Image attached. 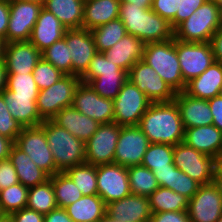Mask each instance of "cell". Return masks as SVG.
Returning <instances> with one entry per match:
<instances>
[{"label":"cell","mask_w":222,"mask_h":222,"mask_svg":"<svg viewBox=\"0 0 222 222\" xmlns=\"http://www.w3.org/2000/svg\"><path fill=\"white\" fill-rule=\"evenodd\" d=\"M150 143L183 142L185 128L176 102H152L138 125Z\"/></svg>","instance_id":"obj_1"},{"label":"cell","mask_w":222,"mask_h":222,"mask_svg":"<svg viewBox=\"0 0 222 222\" xmlns=\"http://www.w3.org/2000/svg\"><path fill=\"white\" fill-rule=\"evenodd\" d=\"M119 19L123 22L127 34L139 38L145 44L174 38L171 24L151 8L120 2Z\"/></svg>","instance_id":"obj_2"},{"label":"cell","mask_w":222,"mask_h":222,"mask_svg":"<svg viewBox=\"0 0 222 222\" xmlns=\"http://www.w3.org/2000/svg\"><path fill=\"white\" fill-rule=\"evenodd\" d=\"M40 126L45 130L47 143L52 152L58 172L85 163V142L69 133L52 120H44Z\"/></svg>","instance_id":"obj_3"},{"label":"cell","mask_w":222,"mask_h":222,"mask_svg":"<svg viewBox=\"0 0 222 222\" xmlns=\"http://www.w3.org/2000/svg\"><path fill=\"white\" fill-rule=\"evenodd\" d=\"M142 60L151 66L175 93L185 90L187 83L181 74L176 39L146 44Z\"/></svg>","instance_id":"obj_4"},{"label":"cell","mask_w":222,"mask_h":222,"mask_svg":"<svg viewBox=\"0 0 222 222\" xmlns=\"http://www.w3.org/2000/svg\"><path fill=\"white\" fill-rule=\"evenodd\" d=\"M221 26L220 5L216 0H207L174 29V39L184 42H210Z\"/></svg>","instance_id":"obj_5"},{"label":"cell","mask_w":222,"mask_h":222,"mask_svg":"<svg viewBox=\"0 0 222 222\" xmlns=\"http://www.w3.org/2000/svg\"><path fill=\"white\" fill-rule=\"evenodd\" d=\"M80 82L79 76L64 75L49 88L40 90L36 100L40 117L51 120L63 108L72 106L74 93Z\"/></svg>","instance_id":"obj_6"},{"label":"cell","mask_w":222,"mask_h":222,"mask_svg":"<svg viewBox=\"0 0 222 222\" xmlns=\"http://www.w3.org/2000/svg\"><path fill=\"white\" fill-rule=\"evenodd\" d=\"M152 101L128 79L113 99L114 122L119 126H137Z\"/></svg>","instance_id":"obj_7"},{"label":"cell","mask_w":222,"mask_h":222,"mask_svg":"<svg viewBox=\"0 0 222 222\" xmlns=\"http://www.w3.org/2000/svg\"><path fill=\"white\" fill-rule=\"evenodd\" d=\"M173 161L176 168L200 185L213 183L216 159L181 142L174 145Z\"/></svg>","instance_id":"obj_8"},{"label":"cell","mask_w":222,"mask_h":222,"mask_svg":"<svg viewBox=\"0 0 222 222\" xmlns=\"http://www.w3.org/2000/svg\"><path fill=\"white\" fill-rule=\"evenodd\" d=\"M176 52L186 83L202 74L215 61L210 42H184L176 39Z\"/></svg>","instance_id":"obj_9"},{"label":"cell","mask_w":222,"mask_h":222,"mask_svg":"<svg viewBox=\"0 0 222 222\" xmlns=\"http://www.w3.org/2000/svg\"><path fill=\"white\" fill-rule=\"evenodd\" d=\"M15 144L29 155L30 159L49 176L57 173L45 130L40 125L24 127L17 136Z\"/></svg>","instance_id":"obj_10"},{"label":"cell","mask_w":222,"mask_h":222,"mask_svg":"<svg viewBox=\"0 0 222 222\" xmlns=\"http://www.w3.org/2000/svg\"><path fill=\"white\" fill-rule=\"evenodd\" d=\"M121 126L116 122L100 124L85 142V163L94 166L113 164Z\"/></svg>","instance_id":"obj_11"},{"label":"cell","mask_w":222,"mask_h":222,"mask_svg":"<svg viewBox=\"0 0 222 222\" xmlns=\"http://www.w3.org/2000/svg\"><path fill=\"white\" fill-rule=\"evenodd\" d=\"M128 80L152 102H170L176 93L145 61H137L128 71Z\"/></svg>","instance_id":"obj_12"},{"label":"cell","mask_w":222,"mask_h":222,"mask_svg":"<svg viewBox=\"0 0 222 222\" xmlns=\"http://www.w3.org/2000/svg\"><path fill=\"white\" fill-rule=\"evenodd\" d=\"M150 142L137 126H121L116 144L114 164L126 168L142 164V159Z\"/></svg>","instance_id":"obj_13"},{"label":"cell","mask_w":222,"mask_h":222,"mask_svg":"<svg viewBox=\"0 0 222 222\" xmlns=\"http://www.w3.org/2000/svg\"><path fill=\"white\" fill-rule=\"evenodd\" d=\"M42 8V5L36 3L9 0L10 15L6 42L29 41Z\"/></svg>","instance_id":"obj_14"},{"label":"cell","mask_w":222,"mask_h":222,"mask_svg":"<svg viewBox=\"0 0 222 222\" xmlns=\"http://www.w3.org/2000/svg\"><path fill=\"white\" fill-rule=\"evenodd\" d=\"M97 191L106 205L130 195L128 168L114 163L98 165Z\"/></svg>","instance_id":"obj_15"},{"label":"cell","mask_w":222,"mask_h":222,"mask_svg":"<svg viewBox=\"0 0 222 222\" xmlns=\"http://www.w3.org/2000/svg\"><path fill=\"white\" fill-rule=\"evenodd\" d=\"M72 106L99 124L114 122L113 100L101 97L87 83L80 82L77 86Z\"/></svg>","instance_id":"obj_16"},{"label":"cell","mask_w":222,"mask_h":222,"mask_svg":"<svg viewBox=\"0 0 222 222\" xmlns=\"http://www.w3.org/2000/svg\"><path fill=\"white\" fill-rule=\"evenodd\" d=\"M188 217L191 222H216L222 216V196L213 184L200 185L189 200Z\"/></svg>","instance_id":"obj_17"},{"label":"cell","mask_w":222,"mask_h":222,"mask_svg":"<svg viewBox=\"0 0 222 222\" xmlns=\"http://www.w3.org/2000/svg\"><path fill=\"white\" fill-rule=\"evenodd\" d=\"M64 38L71 54L72 75L81 77L97 53L94 38L85 28L67 29Z\"/></svg>","instance_id":"obj_18"},{"label":"cell","mask_w":222,"mask_h":222,"mask_svg":"<svg viewBox=\"0 0 222 222\" xmlns=\"http://www.w3.org/2000/svg\"><path fill=\"white\" fill-rule=\"evenodd\" d=\"M106 213L119 222H150L149 198L130 194L106 205Z\"/></svg>","instance_id":"obj_19"},{"label":"cell","mask_w":222,"mask_h":222,"mask_svg":"<svg viewBox=\"0 0 222 222\" xmlns=\"http://www.w3.org/2000/svg\"><path fill=\"white\" fill-rule=\"evenodd\" d=\"M41 52L29 41L9 42L6 44L4 63L7 73H33Z\"/></svg>","instance_id":"obj_20"},{"label":"cell","mask_w":222,"mask_h":222,"mask_svg":"<svg viewBox=\"0 0 222 222\" xmlns=\"http://www.w3.org/2000/svg\"><path fill=\"white\" fill-rule=\"evenodd\" d=\"M183 126L185 129L207 126L213 123V116L208 100L189 96L184 91L175 95Z\"/></svg>","instance_id":"obj_21"},{"label":"cell","mask_w":222,"mask_h":222,"mask_svg":"<svg viewBox=\"0 0 222 222\" xmlns=\"http://www.w3.org/2000/svg\"><path fill=\"white\" fill-rule=\"evenodd\" d=\"M183 142L216 160L222 155V131L213 124L185 129Z\"/></svg>","instance_id":"obj_22"},{"label":"cell","mask_w":222,"mask_h":222,"mask_svg":"<svg viewBox=\"0 0 222 222\" xmlns=\"http://www.w3.org/2000/svg\"><path fill=\"white\" fill-rule=\"evenodd\" d=\"M66 30L67 28L53 13L42 8L32 29L29 42L42 52L56 41L62 39Z\"/></svg>","instance_id":"obj_23"},{"label":"cell","mask_w":222,"mask_h":222,"mask_svg":"<svg viewBox=\"0 0 222 222\" xmlns=\"http://www.w3.org/2000/svg\"><path fill=\"white\" fill-rule=\"evenodd\" d=\"M0 94L4 97L13 119L17 120L23 128L39 126L44 121L38 113L37 96L16 95L15 92L7 89Z\"/></svg>","instance_id":"obj_24"},{"label":"cell","mask_w":222,"mask_h":222,"mask_svg":"<svg viewBox=\"0 0 222 222\" xmlns=\"http://www.w3.org/2000/svg\"><path fill=\"white\" fill-rule=\"evenodd\" d=\"M51 120L84 142L88 141L100 126L97 121L83 115L73 106L63 108Z\"/></svg>","instance_id":"obj_25"},{"label":"cell","mask_w":222,"mask_h":222,"mask_svg":"<svg viewBox=\"0 0 222 222\" xmlns=\"http://www.w3.org/2000/svg\"><path fill=\"white\" fill-rule=\"evenodd\" d=\"M222 86V63L214 61L202 74L186 84L184 92L197 99H211L219 95Z\"/></svg>","instance_id":"obj_26"},{"label":"cell","mask_w":222,"mask_h":222,"mask_svg":"<svg viewBox=\"0 0 222 222\" xmlns=\"http://www.w3.org/2000/svg\"><path fill=\"white\" fill-rule=\"evenodd\" d=\"M145 46L146 44L139 38L126 34L112 48L103 53L128 73L137 61L143 59Z\"/></svg>","instance_id":"obj_27"},{"label":"cell","mask_w":222,"mask_h":222,"mask_svg":"<svg viewBox=\"0 0 222 222\" xmlns=\"http://www.w3.org/2000/svg\"><path fill=\"white\" fill-rule=\"evenodd\" d=\"M120 0H85L82 28L92 30L119 18Z\"/></svg>","instance_id":"obj_28"},{"label":"cell","mask_w":222,"mask_h":222,"mask_svg":"<svg viewBox=\"0 0 222 222\" xmlns=\"http://www.w3.org/2000/svg\"><path fill=\"white\" fill-rule=\"evenodd\" d=\"M9 160L12 162L16 170L19 182L25 187L31 188L43 184L50 177L16 144H14L11 149Z\"/></svg>","instance_id":"obj_29"},{"label":"cell","mask_w":222,"mask_h":222,"mask_svg":"<svg viewBox=\"0 0 222 222\" xmlns=\"http://www.w3.org/2000/svg\"><path fill=\"white\" fill-rule=\"evenodd\" d=\"M85 0H46L43 8L53 13L67 28H82Z\"/></svg>","instance_id":"obj_30"},{"label":"cell","mask_w":222,"mask_h":222,"mask_svg":"<svg viewBox=\"0 0 222 222\" xmlns=\"http://www.w3.org/2000/svg\"><path fill=\"white\" fill-rule=\"evenodd\" d=\"M65 210L73 222H98L106 214V204L98 194L82 196Z\"/></svg>","instance_id":"obj_31"},{"label":"cell","mask_w":222,"mask_h":222,"mask_svg":"<svg viewBox=\"0 0 222 222\" xmlns=\"http://www.w3.org/2000/svg\"><path fill=\"white\" fill-rule=\"evenodd\" d=\"M152 213L187 211L189 199L173 190L159 186L149 197Z\"/></svg>","instance_id":"obj_32"},{"label":"cell","mask_w":222,"mask_h":222,"mask_svg":"<svg viewBox=\"0 0 222 222\" xmlns=\"http://www.w3.org/2000/svg\"><path fill=\"white\" fill-rule=\"evenodd\" d=\"M127 76L126 71L99 72V76L92 79L88 84L101 97L113 100L127 81Z\"/></svg>","instance_id":"obj_33"},{"label":"cell","mask_w":222,"mask_h":222,"mask_svg":"<svg viewBox=\"0 0 222 222\" xmlns=\"http://www.w3.org/2000/svg\"><path fill=\"white\" fill-rule=\"evenodd\" d=\"M52 181L29 188L26 208L41 214H48L57 208Z\"/></svg>","instance_id":"obj_34"},{"label":"cell","mask_w":222,"mask_h":222,"mask_svg":"<svg viewBox=\"0 0 222 222\" xmlns=\"http://www.w3.org/2000/svg\"><path fill=\"white\" fill-rule=\"evenodd\" d=\"M97 52H105L112 48L126 34L123 22L118 18L90 30Z\"/></svg>","instance_id":"obj_35"},{"label":"cell","mask_w":222,"mask_h":222,"mask_svg":"<svg viewBox=\"0 0 222 222\" xmlns=\"http://www.w3.org/2000/svg\"><path fill=\"white\" fill-rule=\"evenodd\" d=\"M131 194L149 197L159 188L153 172L142 165L128 167Z\"/></svg>","instance_id":"obj_36"},{"label":"cell","mask_w":222,"mask_h":222,"mask_svg":"<svg viewBox=\"0 0 222 222\" xmlns=\"http://www.w3.org/2000/svg\"><path fill=\"white\" fill-rule=\"evenodd\" d=\"M49 179L52 181L58 207L65 208L83 196L82 192L65 172H58L50 176Z\"/></svg>","instance_id":"obj_37"},{"label":"cell","mask_w":222,"mask_h":222,"mask_svg":"<svg viewBox=\"0 0 222 222\" xmlns=\"http://www.w3.org/2000/svg\"><path fill=\"white\" fill-rule=\"evenodd\" d=\"M65 173L75 183L83 196L97 195V166L83 163L76 165Z\"/></svg>","instance_id":"obj_38"},{"label":"cell","mask_w":222,"mask_h":222,"mask_svg":"<svg viewBox=\"0 0 222 222\" xmlns=\"http://www.w3.org/2000/svg\"><path fill=\"white\" fill-rule=\"evenodd\" d=\"M174 146L163 143H150L142 159V166L153 169L169 168L173 164Z\"/></svg>","instance_id":"obj_39"},{"label":"cell","mask_w":222,"mask_h":222,"mask_svg":"<svg viewBox=\"0 0 222 222\" xmlns=\"http://www.w3.org/2000/svg\"><path fill=\"white\" fill-rule=\"evenodd\" d=\"M28 187L20 182L0 190V210L2 214L11 215L14 212L26 208Z\"/></svg>","instance_id":"obj_40"},{"label":"cell","mask_w":222,"mask_h":222,"mask_svg":"<svg viewBox=\"0 0 222 222\" xmlns=\"http://www.w3.org/2000/svg\"><path fill=\"white\" fill-rule=\"evenodd\" d=\"M41 56L63 74L72 75L71 54L64 37L42 51Z\"/></svg>","instance_id":"obj_41"},{"label":"cell","mask_w":222,"mask_h":222,"mask_svg":"<svg viewBox=\"0 0 222 222\" xmlns=\"http://www.w3.org/2000/svg\"><path fill=\"white\" fill-rule=\"evenodd\" d=\"M6 89L23 96H38L39 93L33 73H7Z\"/></svg>","instance_id":"obj_42"},{"label":"cell","mask_w":222,"mask_h":222,"mask_svg":"<svg viewBox=\"0 0 222 222\" xmlns=\"http://www.w3.org/2000/svg\"><path fill=\"white\" fill-rule=\"evenodd\" d=\"M200 184L178 168L170 169L169 189L179 193L189 200L197 192Z\"/></svg>","instance_id":"obj_43"},{"label":"cell","mask_w":222,"mask_h":222,"mask_svg":"<svg viewBox=\"0 0 222 222\" xmlns=\"http://www.w3.org/2000/svg\"><path fill=\"white\" fill-rule=\"evenodd\" d=\"M64 75L65 74L43 58L38 61L33 70L34 81L39 91L49 88Z\"/></svg>","instance_id":"obj_44"},{"label":"cell","mask_w":222,"mask_h":222,"mask_svg":"<svg viewBox=\"0 0 222 222\" xmlns=\"http://www.w3.org/2000/svg\"><path fill=\"white\" fill-rule=\"evenodd\" d=\"M125 71L113 63L103 52H97L90 61L86 72L80 77L81 82L89 83L92 79L99 76V72Z\"/></svg>","instance_id":"obj_45"},{"label":"cell","mask_w":222,"mask_h":222,"mask_svg":"<svg viewBox=\"0 0 222 222\" xmlns=\"http://www.w3.org/2000/svg\"><path fill=\"white\" fill-rule=\"evenodd\" d=\"M21 124L13 119L4 97L0 94V135L16 142L17 136L22 131Z\"/></svg>","instance_id":"obj_46"},{"label":"cell","mask_w":222,"mask_h":222,"mask_svg":"<svg viewBox=\"0 0 222 222\" xmlns=\"http://www.w3.org/2000/svg\"><path fill=\"white\" fill-rule=\"evenodd\" d=\"M181 0H152V10L167 20L174 29V17L176 16Z\"/></svg>","instance_id":"obj_47"},{"label":"cell","mask_w":222,"mask_h":222,"mask_svg":"<svg viewBox=\"0 0 222 222\" xmlns=\"http://www.w3.org/2000/svg\"><path fill=\"white\" fill-rule=\"evenodd\" d=\"M207 0H181L176 16L174 17V29L188 19Z\"/></svg>","instance_id":"obj_48"},{"label":"cell","mask_w":222,"mask_h":222,"mask_svg":"<svg viewBox=\"0 0 222 222\" xmlns=\"http://www.w3.org/2000/svg\"><path fill=\"white\" fill-rule=\"evenodd\" d=\"M17 183H19V179L12 162L9 159L0 161L1 190Z\"/></svg>","instance_id":"obj_49"},{"label":"cell","mask_w":222,"mask_h":222,"mask_svg":"<svg viewBox=\"0 0 222 222\" xmlns=\"http://www.w3.org/2000/svg\"><path fill=\"white\" fill-rule=\"evenodd\" d=\"M150 222H191L187 211L152 213Z\"/></svg>","instance_id":"obj_50"},{"label":"cell","mask_w":222,"mask_h":222,"mask_svg":"<svg viewBox=\"0 0 222 222\" xmlns=\"http://www.w3.org/2000/svg\"><path fill=\"white\" fill-rule=\"evenodd\" d=\"M14 222H44V214L37 211L22 208L21 210L11 214Z\"/></svg>","instance_id":"obj_51"},{"label":"cell","mask_w":222,"mask_h":222,"mask_svg":"<svg viewBox=\"0 0 222 222\" xmlns=\"http://www.w3.org/2000/svg\"><path fill=\"white\" fill-rule=\"evenodd\" d=\"M210 110L213 116V125L222 131V97L220 95L208 99Z\"/></svg>","instance_id":"obj_52"},{"label":"cell","mask_w":222,"mask_h":222,"mask_svg":"<svg viewBox=\"0 0 222 222\" xmlns=\"http://www.w3.org/2000/svg\"><path fill=\"white\" fill-rule=\"evenodd\" d=\"M9 0H0V37L6 39L9 23Z\"/></svg>","instance_id":"obj_53"},{"label":"cell","mask_w":222,"mask_h":222,"mask_svg":"<svg viewBox=\"0 0 222 222\" xmlns=\"http://www.w3.org/2000/svg\"><path fill=\"white\" fill-rule=\"evenodd\" d=\"M44 222H73L65 208L57 207L44 215Z\"/></svg>","instance_id":"obj_54"},{"label":"cell","mask_w":222,"mask_h":222,"mask_svg":"<svg viewBox=\"0 0 222 222\" xmlns=\"http://www.w3.org/2000/svg\"><path fill=\"white\" fill-rule=\"evenodd\" d=\"M210 43L215 61L222 63V26L214 33Z\"/></svg>","instance_id":"obj_55"},{"label":"cell","mask_w":222,"mask_h":222,"mask_svg":"<svg viewBox=\"0 0 222 222\" xmlns=\"http://www.w3.org/2000/svg\"><path fill=\"white\" fill-rule=\"evenodd\" d=\"M175 167L176 166L173 163L169 165V168L152 170L159 186L169 188L170 169H174Z\"/></svg>","instance_id":"obj_56"},{"label":"cell","mask_w":222,"mask_h":222,"mask_svg":"<svg viewBox=\"0 0 222 222\" xmlns=\"http://www.w3.org/2000/svg\"><path fill=\"white\" fill-rule=\"evenodd\" d=\"M14 144L15 142L13 140L0 135V161L9 159Z\"/></svg>","instance_id":"obj_57"},{"label":"cell","mask_w":222,"mask_h":222,"mask_svg":"<svg viewBox=\"0 0 222 222\" xmlns=\"http://www.w3.org/2000/svg\"><path fill=\"white\" fill-rule=\"evenodd\" d=\"M213 184L217 187L222 196V161L220 159L217 160L215 164Z\"/></svg>","instance_id":"obj_58"},{"label":"cell","mask_w":222,"mask_h":222,"mask_svg":"<svg viewBox=\"0 0 222 222\" xmlns=\"http://www.w3.org/2000/svg\"><path fill=\"white\" fill-rule=\"evenodd\" d=\"M7 87V70L3 60L0 61V93Z\"/></svg>","instance_id":"obj_59"},{"label":"cell","mask_w":222,"mask_h":222,"mask_svg":"<svg viewBox=\"0 0 222 222\" xmlns=\"http://www.w3.org/2000/svg\"><path fill=\"white\" fill-rule=\"evenodd\" d=\"M120 2H127L136 6H144L149 9L152 8V0H120Z\"/></svg>","instance_id":"obj_60"},{"label":"cell","mask_w":222,"mask_h":222,"mask_svg":"<svg viewBox=\"0 0 222 222\" xmlns=\"http://www.w3.org/2000/svg\"><path fill=\"white\" fill-rule=\"evenodd\" d=\"M6 44V39L0 37V61L4 59Z\"/></svg>","instance_id":"obj_61"},{"label":"cell","mask_w":222,"mask_h":222,"mask_svg":"<svg viewBox=\"0 0 222 222\" xmlns=\"http://www.w3.org/2000/svg\"><path fill=\"white\" fill-rule=\"evenodd\" d=\"M0 222H14V219L11 215L9 214H2L0 216Z\"/></svg>","instance_id":"obj_62"},{"label":"cell","mask_w":222,"mask_h":222,"mask_svg":"<svg viewBox=\"0 0 222 222\" xmlns=\"http://www.w3.org/2000/svg\"><path fill=\"white\" fill-rule=\"evenodd\" d=\"M98 222H119L117 219H113L107 213Z\"/></svg>","instance_id":"obj_63"},{"label":"cell","mask_w":222,"mask_h":222,"mask_svg":"<svg viewBox=\"0 0 222 222\" xmlns=\"http://www.w3.org/2000/svg\"><path fill=\"white\" fill-rule=\"evenodd\" d=\"M20 1H26V2H31V3H36V4H39V5H42V6H43L46 0H20Z\"/></svg>","instance_id":"obj_64"},{"label":"cell","mask_w":222,"mask_h":222,"mask_svg":"<svg viewBox=\"0 0 222 222\" xmlns=\"http://www.w3.org/2000/svg\"><path fill=\"white\" fill-rule=\"evenodd\" d=\"M220 20H221V24H222V3L220 4Z\"/></svg>","instance_id":"obj_65"},{"label":"cell","mask_w":222,"mask_h":222,"mask_svg":"<svg viewBox=\"0 0 222 222\" xmlns=\"http://www.w3.org/2000/svg\"><path fill=\"white\" fill-rule=\"evenodd\" d=\"M219 95L222 97V86H221V88L219 90Z\"/></svg>","instance_id":"obj_66"},{"label":"cell","mask_w":222,"mask_h":222,"mask_svg":"<svg viewBox=\"0 0 222 222\" xmlns=\"http://www.w3.org/2000/svg\"><path fill=\"white\" fill-rule=\"evenodd\" d=\"M216 2L220 5L222 3V0H216Z\"/></svg>","instance_id":"obj_67"},{"label":"cell","mask_w":222,"mask_h":222,"mask_svg":"<svg viewBox=\"0 0 222 222\" xmlns=\"http://www.w3.org/2000/svg\"><path fill=\"white\" fill-rule=\"evenodd\" d=\"M216 222H222V216Z\"/></svg>","instance_id":"obj_68"}]
</instances>
